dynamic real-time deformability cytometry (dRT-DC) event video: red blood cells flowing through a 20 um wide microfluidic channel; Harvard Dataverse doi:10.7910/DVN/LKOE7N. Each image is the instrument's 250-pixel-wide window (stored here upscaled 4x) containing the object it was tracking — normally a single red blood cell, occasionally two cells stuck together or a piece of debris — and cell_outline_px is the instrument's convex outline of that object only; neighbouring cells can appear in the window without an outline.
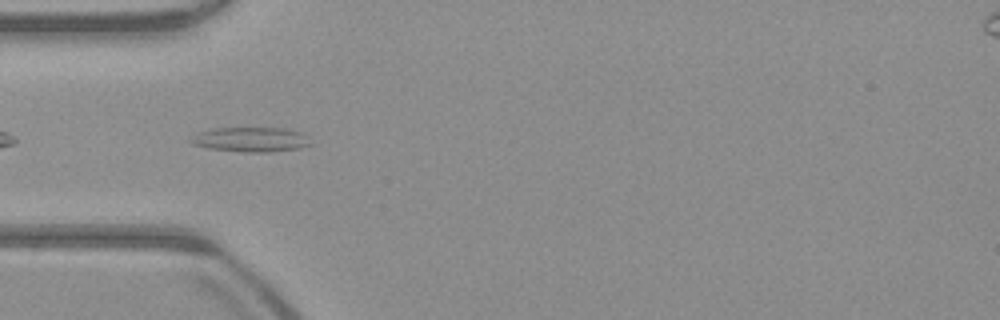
{"species": "common noctule bat (a hibernating species)", "species_latin": "Nyctalus noctula", "temperature_condition": "warm", "stored_images_in_passage": 40, "camera_frame_rate_fps": 3000, "um_per_image_px": 0.085, "animal": {"sex": "male", "body_mass_g": 23.1, "forearm_length_mm": 52.7}, "frame": {"image": 1, "passage_image": 3, "time_ms": 0.667, "image_size_px": [1000, 320], "cell_outline_px": [[312, 144], [300, 148], [268, 152], [244, 152], [208, 148], [192, 144], [188, 140], [192, 136], [200, 132], [212, 128], [284, 128], [300, 132]], "centroid_in_image_um": [21.27, 11.86], "position_along_channel_um": 63.7, "area_um2": 17.11}}
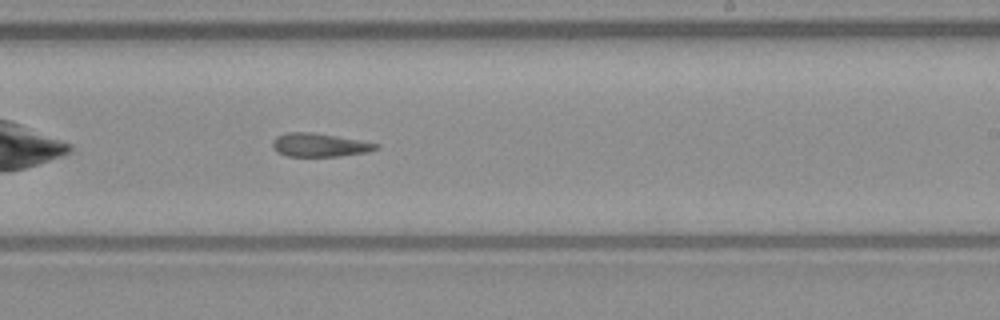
{"frame": {"image": 2, "passage_image": 18, "time_ms": 5.667, "image_size_px": [1000, 320], "cell_outline_px": [[380, 148], [368, 152], [340, 156], [288, 156], [276, 152], [272, 144], [272, 140], [276, 136], [288, 132], [312, 132], [336, 136], [380, 144]], "centroid_in_image_um": [27.15, 12.32], "position_along_channel_um": 261.8, "area_um2": 14.16}}
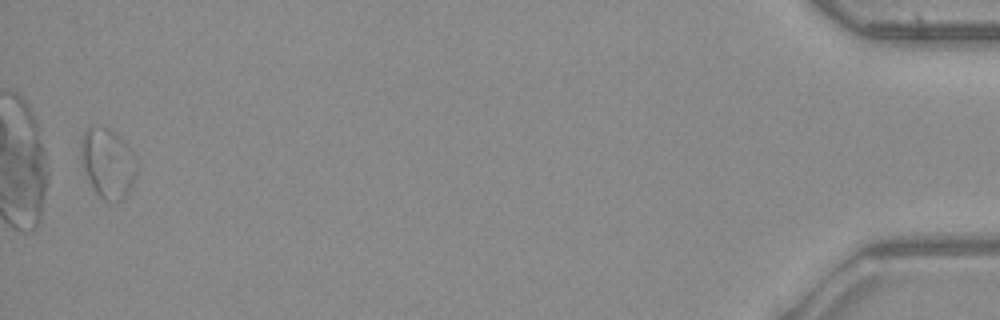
{"frame": {"image": 3, "passage_image": 38, "time_ms": 12.333, "image_size_px": [1000, 320], "cell_outline_px": [[136, 172], [132, 184], [128, 192], [120, 200], [104, 200], [96, 192], [84, 168], [80, 156], [80, 140], [84, 132], [92, 124], [108, 128], [116, 132], [128, 144], [136, 156]], "centroid_in_image_um": [9.16, 13.78], "position_along_channel_um": 426.0, "area_um2": 22.6}, "authors_computed_cell_mechanics": {"area_um2": 15.2014, "velocity_mm_per_s": 3.9568, "shape_relaxation_time_tau1_ms": null, "shape_relaxation_time_tau2_ms": 8.6024, "deformation_change_tau1": null, "deformation_change_tau2": 0.2156}}